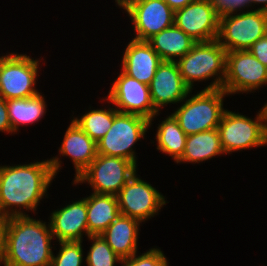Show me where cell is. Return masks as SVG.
<instances>
[{"label": "cell", "instance_id": "836d02e7", "mask_svg": "<svg viewBox=\"0 0 267 266\" xmlns=\"http://www.w3.org/2000/svg\"><path fill=\"white\" fill-rule=\"evenodd\" d=\"M250 9L267 12V0H250Z\"/></svg>", "mask_w": 267, "mask_h": 266}, {"label": "cell", "instance_id": "4dcf8cb0", "mask_svg": "<svg viewBox=\"0 0 267 266\" xmlns=\"http://www.w3.org/2000/svg\"><path fill=\"white\" fill-rule=\"evenodd\" d=\"M10 223V217L0 214V266L3 265V260L6 252L7 231Z\"/></svg>", "mask_w": 267, "mask_h": 266}, {"label": "cell", "instance_id": "603a6c76", "mask_svg": "<svg viewBox=\"0 0 267 266\" xmlns=\"http://www.w3.org/2000/svg\"><path fill=\"white\" fill-rule=\"evenodd\" d=\"M147 42L162 61H177L196 43L175 24L153 35Z\"/></svg>", "mask_w": 267, "mask_h": 266}, {"label": "cell", "instance_id": "f1b7e54d", "mask_svg": "<svg viewBox=\"0 0 267 266\" xmlns=\"http://www.w3.org/2000/svg\"><path fill=\"white\" fill-rule=\"evenodd\" d=\"M219 16L250 10V0H210Z\"/></svg>", "mask_w": 267, "mask_h": 266}, {"label": "cell", "instance_id": "8fae6325", "mask_svg": "<svg viewBox=\"0 0 267 266\" xmlns=\"http://www.w3.org/2000/svg\"><path fill=\"white\" fill-rule=\"evenodd\" d=\"M267 87V67L249 50L226 53V76L222 89L231 97L251 94Z\"/></svg>", "mask_w": 267, "mask_h": 266}, {"label": "cell", "instance_id": "e0dca14e", "mask_svg": "<svg viewBox=\"0 0 267 266\" xmlns=\"http://www.w3.org/2000/svg\"><path fill=\"white\" fill-rule=\"evenodd\" d=\"M149 88L154 108L160 113L167 105L177 106L190 91L175 61H162L159 64Z\"/></svg>", "mask_w": 267, "mask_h": 266}, {"label": "cell", "instance_id": "f546056e", "mask_svg": "<svg viewBox=\"0 0 267 266\" xmlns=\"http://www.w3.org/2000/svg\"><path fill=\"white\" fill-rule=\"evenodd\" d=\"M248 50L267 67V34L257 40Z\"/></svg>", "mask_w": 267, "mask_h": 266}, {"label": "cell", "instance_id": "7a4b0ae2", "mask_svg": "<svg viewBox=\"0 0 267 266\" xmlns=\"http://www.w3.org/2000/svg\"><path fill=\"white\" fill-rule=\"evenodd\" d=\"M36 218L10 217L2 266L51 265L55 245L51 227L49 221Z\"/></svg>", "mask_w": 267, "mask_h": 266}, {"label": "cell", "instance_id": "d590c367", "mask_svg": "<svg viewBox=\"0 0 267 266\" xmlns=\"http://www.w3.org/2000/svg\"><path fill=\"white\" fill-rule=\"evenodd\" d=\"M265 112V117H266V126H267V101L264 103V105L262 106Z\"/></svg>", "mask_w": 267, "mask_h": 266}, {"label": "cell", "instance_id": "8992f818", "mask_svg": "<svg viewBox=\"0 0 267 266\" xmlns=\"http://www.w3.org/2000/svg\"><path fill=\"white\" fill-rule=\"evenodd\" d=\"M6 52L0 56V97L9 100L37 95L40 90L36 86L42 74L39 71L45 59L13 50Z\"/></svg>", "mask_w": 267, "mask_h": 266}, {"label": "cell", "instance_id": "44dd1931", "mask_svg": "<svg viewBox=\"0 0 267 266\" xmlns=\"http://www.w3.org/2000/svg\"><path fill=\"white\" fill-rule=\"evenodd\" d=\"M226 156L217 128L187 135L185 149L182 158L176 163L200 164L218 156Z\"/></svg>", "mask_w": 267, "mask_h": 266}, {"label": "cell", "instance_id": "7c38bea8", "mask_svg": "<svg viewBox=\"0 0 267 266\" xmlns=\"http://www.w3.org/2000/svg\"><path fill=\"white\" fill-rule=\"evenodd\" d=\"M104 97L122 113L136 114L149 120L152 129L154 120L160 116L152 103L149 85L126 75L121 69Z\"/></svg>", "mask_w": 267, "mask_h": 266}, {"label": "cell", "instance_id": "7402d4cb", "mask_svg": "<svg viewBox=\"0 0 267 266\" xmlns=\"http://www.w3.org/2000/svg\"><path fill=\"white\" fill-rule=\"evenodd\" d=\"M47 102L45 94L39 92L37 95L27 98H15L7 100L9 121L13 135L19 134L22 126L34 125L41 121L47 113Z\"/></svg>", "mask_w": 267, "mask_h": 266}, {"label": "cell", "instance_id": "4fadbf2b", "mask_svg": "<svg viewBox=\"0 0 267 266\" xmlns=\"http://www.w3.org/2000/svg\"><path fill=\"white\" fill-rule=\"evenodd\" d=\"M97 143L94 142L72 119L66 128L58 155L49 159L53 174L58 176L64 162L62 157H68L74 165L75 180L96 158Z\"/></svg>", "mask_w": 267, "mask_h": 266}, {"label": "cell", "instance_id": "5b68a950", "mask_svg": "<svg viewBox=\"0 0 267 266\" xmlns=\"http://www.w3.org/2000/svg\"><path fill=\"white\" fill-rule=\"evenodd\" d=\"M255 117H248L236 110L226 109L217 129L220 143L226 155L267 146V126L263 107Z\"/></svg>", "mask_w": 267, "mask_h": 266}, {"label": "cell", "instance_id": "1f68e13d", "mask_svg": "<svg viewBox=\"0 0 267 266\" xmlns=\"http://www.w3.org/2000/svg\"><path fill=\"white\" fill-rule=\"evenodd\" d=\"M0 132L13 136V130L11 129L8 116L7 100L2 97H0Z\"/></svg>", "mask_w": 267, "mask_h": 266}, {"label": "cell", "instance_id": "52a82bcc", "mask_svg": "<svg viewBox=\"0 0 267 266\" xmlns=\"http://www.w3.org/2000/svg\"><path fill=\"white\" fill-rule=\"evenodd\" d=\"M149 120L136 114L118 112L109 131L97 142L100 155L121 157L139 166L136 144L147 139Z\"/></svg>", "mask_w": 267, "mask_h": 266}, {"label": "cell", "instance_id": "2e32d148", "mask_svg": "<svg viewBox=\"0 0 267 266\" xmlns=\"http://www.w3.org/2000/svg\"><path fill=\"white\" fill-rule=\"evenodd\" d=\"M48 217L55 242L85 241L88 237L85 197L70 201L60 209L50 211ZM84 236V237H83Z\"/></svg>", "mask_w": 267, "mask_h": 266}, {"label": "cell", "instance_id": "277c9868", "mask_svg": "<svg viewBox=\"0 0 267 266\" xmlns=\"http://www.w3.org/2000/svg\"><path fill=\"white\" fill-rule=\"evenodd\" d=\"M190 90L186 98L171 113L186 135L217 128L226 111L225 97H230L223 89Z\"/></svg>", "mask_w": 267, "mask_h": 266}, {"label": "cell", "instance_id": "d6a6232c", "mask_svg": "<svg viewBox=\"0 0 267 266\" xmlns=\"http://www.w3.org/2000/svg\"><path fill=\"white\" fill-rule=\"evenodd\" d=\"M164 1L175 12L176 10L182 9L186 5L190 4L194 0H164Z\"/></svg>", "mask_w": 267, "mask_h": 266}, {"label": "cell", "instance_id": "9c48e42d", "mask_svg": "<svg viewBox=\"0 0 267 266\" xmlns=\"http://www.w3.org/2000/svg\"><path fill=\"white\" fill-rule=\"evenodd\" d=\"M267 34V12L247 10L219 16L217 40L227 52L248 50Z\"/></svg>", "mask_w": 267, "mask_h": 266}, {"label": "cell", "instance_id": "cb8c5ba5", "mask_svg": "<svg viewBox=\"0 0 267 266\" xmlns=\"http://www.w3.org/2000/svg\"><path fill=\"white\" fill-rule=\"evenodd\" d=\"M160 120L156 126L155 141L150 140V143L154 145L156 142L157 151L170 156L177 163L183 156L187 135L171 112Z\"/></svg>", "mask_w": 267, "mask_h": 266}, {"label": "cell", "instance_id": "ba28073f", "mask_svg": "<svg viewBox=\"0 0 267 266\" xmlns=\"http://www.w3.org/2000/svg\"><path fill=\"white\" fill-rule=\"evenodd\" d=\"M138 169L128 159L98 154L71 185L78 187L84 183L93 193L116 196Z\"/></svg>", "mask_w": 267, "mask_h": 266}, {"label": "cell", "instance_id": "6da1fadb", "mask_svg": "<svg viewBox=\"0 0 267 266\" xmlns=\"http://www.w3.org/2000/svg\"><path fill=\"white\" fill-rule=\"evenodd\" d=\"M54 178L48 158L11 166L1 164L0 214L9 217L36 215L41 201L50 196L48 190Z\"/></svg>", "mask_w": 267, "mask_h": 266}, {"label": "cell", "instance_id": "ac0fdd59", "mask_svg": "<svg viewBox=\"0 0 267 266\" xmlns=\"http://www.w3.org/2000/svg\"><path fill=\"white\" fill-rule=\"evenodd\" d=\"M121 55V70L139 82L150 85L159 64L160 56L147 41L132 39L125 44Z\"/></svg>", "mask_w": 267, "mask_h": 266}, {"label": "cell", "instance_id": "484cf974", "mask_svg": "<svg viewBox=\"0 0 267 266\" xmlns=\"http://www.w3.org/2000/svg\"><path fill=\"white\" fill-rule=\"evenodd\" d=\"M90 244L85 253L86 266H121L122 259L111 249L101 235L86 238Z\"/></svg>", "mask_w": 267, "mask_h": 266}, {"label": "cell", "instance_id": "3957f363", "mask_svg": "<svg viewBox=\"0 0 267 266\" xmlns=\"http://www.w3.org/2000/svg\"><path fill=\"white\" fill-rule=\"evenodd\" d=\"M226 53L217 39L196 42L188 53L176 61L186 86L194 90L196 82L200 84L212 80L202 88L222 89L226 76Z\"/></svg>", "mask_w": 267, "mask_h": 266}, {"label": "cell", "instance_id": "e575fe53", "mask_svg": "<svg viewBox=\"0 0 267 266\" xmlns=\"http://www.w3.org/2000/svg\"><path fill=\"white\" fill-rule=\"evenodd\" d=\"M141 0H115L116 7H118L120 10H126L128 7H130L132 4L139 2Z\"/></svg>", "mask_w": 267, "mask_h": 266}, {"label": "cell", "instance_id": "d6986e66", "mask_svg": "<svg viewBox=\"0 0 267 266\" xmlns=\"http://www.w3.org/2000/svg\"><path fill=\"white\" fill-rule=\"evenodd\" d=\"M140 226L142 223L139 220L120 214L101 236L111 249L124 260L139 250Z\"/></svg>", "mask_w": 267, "mask_h": 266}, {"label": "cell", "instance_id": "30bf717a", "mask_svg": "<svg viewBox=\"0 0 267 266\" xmlns=\"http://www.w3.org/2000/svg\"><path fill=\"white\" fill-rule=\"evenodd\" d=\"M136 171L116 195L120 214L135 218L141 223L158 216L169 201L160 190L151 185ZM142 178V179H141Z\"/></svg>", "mask_w": 267, "mask_h": 266}, {"label": "cell", "instance_id": "4316f807", "mask_svg": "<svg viewBox=\"0 0 267 266\" xmlns=\"http://www.w3.org/2000/svg\"><path fill=\"white\" fill-rule=\"evenodd\" d=\"M52 260L50 266H85V251L83 247V241H70V242H58L55 243ZM58 252L54 253L55 249Z\"/></svg>", "mask_w": 267, "mask_h": 266}, {"label": "cell", "instance_id": "d4e9b609", "mask_svg": "<svg viewBox=\"0 0 267 266\" xmlns=\"http://www.w3.org/2000/svg\"><path fill=\"white\" fill-rule=\"evenodd\" d=\"M100 100L101 104L102 102L103 105L106 104L103 108L101 106L95 109V107L89 105L88 108L90 110L87 109L84 112L85 114L79 113L76 116L73 111V115L70 117L96 143L109 131L114 116L119 112L105 97H102Z\"/></svg>", "mask_w": 267, "mask_h": 266}, {"label": "cell", "instance_id": "ffe728a7", "mask_svg": "<svg viewBox=\"0 0 267 266\" xmlns=\"http://www.w3.org/2000/svg\"><path fill=\"white\" fill-rule=\"evenodd\" d=\"M85 200L88 237L101 235L120 215L117 197L92 192Z\"/></svg>", "mask_w": 267, "mask_h": 266}, {"label": "cell", "instance_id": "5bb4252c", "mask_svg": "<svg viewBox=\"0 0 267 266\" xmlns=\"http://www.w3.org/2000/svg\"><path fill=\"white\" fill-rule=\"evenodd\" d=\"M123 13L131 20L132 39L147 41L153 35L174 25L175 12L164 0H141Z\"/></svg>", "mask_w": 267, "mask_h": 266}, {"label": "cell", "instance_id": "83f0119b", "mask_svg": "<svg viewBox=\"0 0 267 266\" xmlns=\"http://www.w3.org/2000/svg\"><path fill=\"white\" fill-rule=\"evenodd\" d=\"M139 252L122 260L121 266H169L170 262L159 246L151 247L144 253Z\"/></svg>", "mask_w": 267, "mask_h": 266}, {"label": "cell", "instance_id": "9a60e30c", "mask_svg": "<svg viewBox=\"0 0 267 266\" xmlns=\"http://www.w3.org/2000/svg\"><path fill=\"white\" fill-rule=\"evenodd\" d=\"M174 24L196 42L217 39L219 15L210 0H194L175 11Z\"/></svg>", "mask_w": 267, "mask_h": 266}]
</instances>
